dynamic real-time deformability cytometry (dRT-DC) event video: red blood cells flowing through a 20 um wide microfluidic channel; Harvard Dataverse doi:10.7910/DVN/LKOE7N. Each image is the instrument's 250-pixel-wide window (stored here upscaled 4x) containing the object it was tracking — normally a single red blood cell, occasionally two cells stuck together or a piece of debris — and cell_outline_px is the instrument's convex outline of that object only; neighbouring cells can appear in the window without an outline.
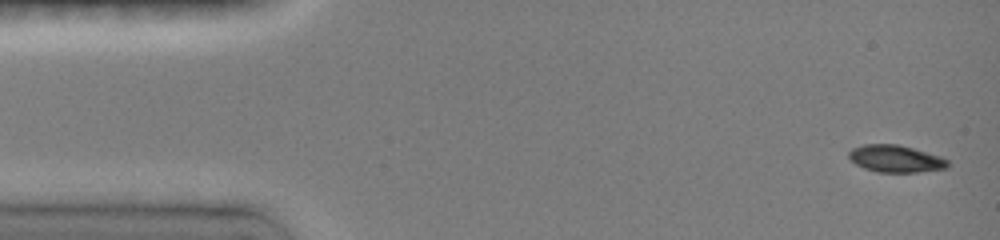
{"species": "common noctule bat (a hibernating species)", "species_latin": "Nyctalus noctula", "temperature_condition": "room temperature", "stored_images_in_passage": 7, "camera_frame_rate_fps": 3000, "um_per_image_px": 0.085, "animal": {"sex": "female", "body_mass_g": 19.0, "forearm_length_mm": 51.5}, "frame": {"image": 1, "passage_image": 1, "time_ms": 0.0, "image_size_px": [1000, 240], "cell_outline_px": [[948, 168], [916, 172], [876, 172], [864, 168], [856, 164], [848, 156], [848, 152], [852, 148], [864, 144], [896, 144], [912, 148], [940, 156], [948, 160]], "centroid_in_image_um": [76.11, 13.49], "position_along_channel_um": 8.9, "area_um2": 15.55}}
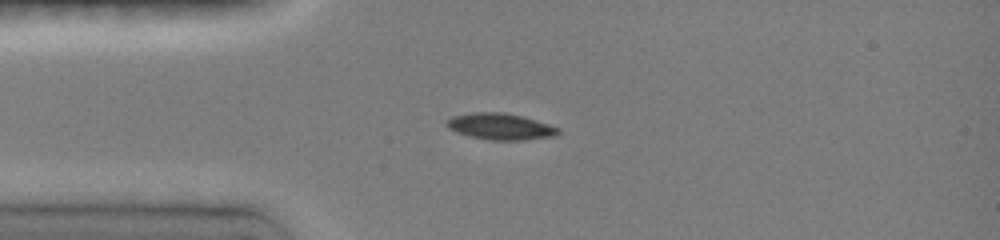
{"frame": {"image": 2, "passage_image": 6, "time_ms": 1.667, "image_size_px": [1000, 240], "cell_outline_px": [[560, 132], [556, 136], [524, 140], [488, 140], [468, 136], [456, 132], [448, 128], [444, 124], [444, 120], [452, 116], [472, 112], [504, 112], [524, 116], [560, 128]], "centroid_in_image_um": [42.5, 10.75], "position_along_channel_um": 42.5, "area_um2": 17.51}}